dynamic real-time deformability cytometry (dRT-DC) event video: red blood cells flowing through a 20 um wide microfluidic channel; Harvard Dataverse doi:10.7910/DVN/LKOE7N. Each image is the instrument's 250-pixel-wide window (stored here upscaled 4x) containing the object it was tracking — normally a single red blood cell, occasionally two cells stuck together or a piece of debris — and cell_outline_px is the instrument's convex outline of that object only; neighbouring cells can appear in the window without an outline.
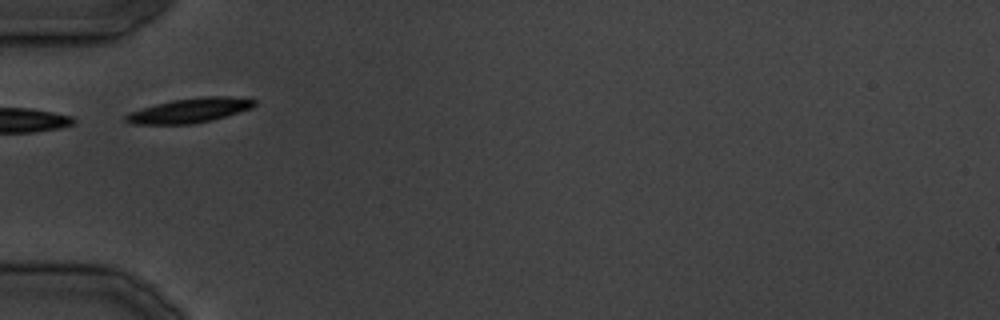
{"species": "common noctule bat (a hibernating species)", "species_latin": "Nyctalus noctula", "temperature_condition": "cold", "stored_images_in_passage": 26, "camera_frame_rate_fps": 3000, "um_per_image_px": 0.085, "animal": {"sex": "male", "body_mass_g": 19.5, "forearm_length_mm": 54.6}, "frame": {"image": 1, "passage_image": 1, "time_ms": 0.0, "image_size_px": [1000, 320], "cell_outline_px": [[256, 104], [252, 108], [212, 120], [192, 124], [128, 124], [124, 120], [124, 116], [128, 112], [156, 104], [172, 100], [204, 96], [228, 96], [256, 100]], "centroid_in_image_um": [16.08, 9.39], "position_along_channel_um": 68.9, "area_um2": 18.44}}
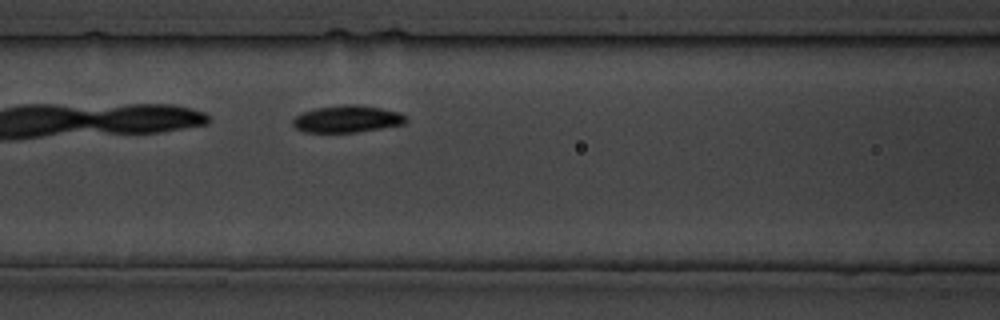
{"frame": {"image": 2, "passage_image": 5, "time_ms": 4.667, "image_size_px": [1000, 320], "cell_outline_px": [[408, 120], [404, 124], [356, 132], [304, 132], [296, 128], [292, 124], [292, 120], [296, 116], [304, 112], [316, 108], [348, 104], [356, 104], [380, 108], [400, 112]], "centroid_in_image_um": [29.51, 10.11], "position_along_channel_um": 137.1, "area_um2": 17.63}}
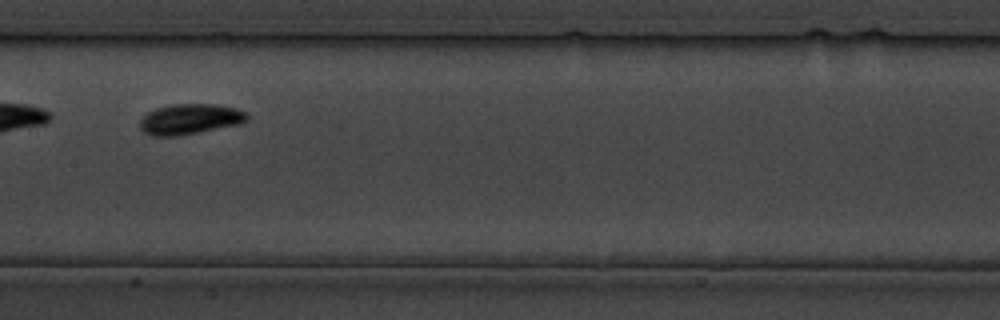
{"frame": {"image": 3, "passage_image": 8, "time_ms": 8.333, "image_size_px": [1000, 320], "cell_outline_px": [[248, 120], [240, 124], [180, 136], [152, 136], [144, 132], [140, 128], [140, 120], [148, 112], [156, 108], [172, 104], [216, 104], [236, 108], [244, 112], [248, 116]], "centroid_in_image_um": [16.14, 10.13], "position_along_channel_um": 191.3, "area_um2": 19.07}}